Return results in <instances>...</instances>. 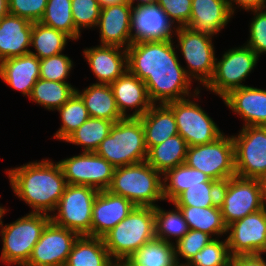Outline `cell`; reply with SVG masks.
<instances>
[{
  "mask_svg": "<svg viewBox=\"0 0 266 266\" xmlns=\"http://www.w3.org/2000/svg\"><path fill=\"white\" fill-rule=\"evenodd\" d=\"M174 39L133 42L127 48L128 70L144 81L153 104H167L198 92L182 66Z\"/></svg>",
  "mask_w": 266,
  "mask_h": 266,
  "instance_id": "1",
  "label": "cell"
},
{
  "mask_svg": "<svg viewBox=\"0 0 266 266\" xmlns=\"http://www.w3.org/2000/svg\"><path fill=\"white\" fill-rule=\"evenodd\" d=\"M13 194L31 208L29 213L51 215L67 185L58 162L51 159L25 163L5 170Z\"/></svg>",
  "mask_w": 266,
  "mask_h": 266,
  "instance_id": "2",
  "label": "cell"
},
{
  "mask_svg": "<svg viewBox=\"0 0 266 266\" xmlns=\"http://www.w3.org/2000/svg\"><path fill=\"white\" fill-rule=\"evenodd\" d=\"M155 238V207L135 206L129 215L102 239L114 262L128 260Z\"/></svg>",
  "mask_w": 266,
  "mask_h": 266,
  "instance_id": "3",
  "label": "cell"
},
{
  "mask_svg": "<svg viewBox=\"0 0 266 266\" xmlns=\"http://www.w3.org/2000/svg\"><path fill=\"white\" fill-rule=\"evenodd\" d=\"M107 190L125 197L135 206L156 207L158 201H165L162 174L146 161L115 168Z\"/></svg>",
  "mask_w": 266,
  "mask_h": 266,
  "instance_id": "4",
  "label": "cell"
},
{
  "mask_svg": "<svg viewBox=\"0 0 266 266\" xmlns=\"http://www.w3.org/2000/svg\"><path fill=\"white\" fill-rule=\"evenodd\" d=\"M5 210L0 222V237L2 243L0 262L7 266H25L30 259L33 248L39 241L41 233L50 221V215L43 213H28L10 224H3Z\"/></svg>",
  "mask_w": 266,
  "mask_h": 266,
  "instance_id": "5",
  "label": "cell"
},
{
  "mask_svg": "<svg viewBox=\"0 0 266 266\" xmlns=\"http://www.w3.org/2000/svg\"><path fill=\"white\" fill-rule=\"evenodd\" d=\"M147 152L141 120L132 117L115 122L95 151L115 168L146 161Z\"/></svg>",
  "mask_w": 266,
  "mask_h": 266,
  "instance_id": "6",
  "label": "cell"
},
{
  "mask_svg": "<svg viewBox=\"0 0 266 266\" xmlns=\"http://www.w3.org/2000/svg\"><path fill=\"white\" fill-rule=\"evenodd\" d=\"M174 36L177 37L176 49L182 54L186 63L184 70L193 83L199 82L198 89L201 90L209 83L214 72L216 61L214 36L197 32L187 26L177 27Z\"/></svg>",
  "mask_w": 266,
  "mask_h": 266,
  "instance_id": "7",
  "label": "cell"
},
{
  "mask_svg": "<svg viewBox=\"0 0 266 266\" xmlns=\"http://www.w3.org/2000/svg\"><path fill=\"white\" fill-rule=\"evenodd\" d=\"M200 93L201 90H198L188 98L166 104L173 111L178 134L184 138L188 147L212 143L224 134L212 117L198 104Z\"/></svg>",
  "mask_w": 266,
  "mask_h": 266,
  "instance_id": "8",
  "label": "cell"
},
{
  "mask_svg": "<svg viewBox=\"0 0 266 266\" xmlns=\"http://www.w3.org/2000/svg\"><path fill=\"white\" fill-rule=\"evenodd\" d=\"M258 61L259 56L245 44L226 50L221 58L216 57L213 76L204 89L222 99L230 91L246 86L243 82Z\"/></svg>",
  "mask_w": 266,
  "mask_h": 266,
  "instance_id": "9",
  "label": "cell"
},
{
  "mask_svg": "<svg viewBox=\"0 0 266 266\" xmlns=\"http://www.w3.org/2000/svg\"><path fill=\"white\" fill-rule=\"evenodd\" d=\"M219 205L227 226L258 212L264 208L262 181L239 176L229 178L221 184Z\"/></svg>",
  "mask_w": 266,
  "mask_h": 266,
  "instance_id": "10",
  "label": "cell"
},
{
  "mask_svg": "<svg viewBox=\"0 0 266 266\" xmlns=\"http://www.w3.org/2000/svg\"><path fill=\"white\" fill-rule=\"evenodd\" d=\"M98 192L91 186L67 184L50 220L79 236H91L92 210Z\"/></svg>",
  "mask_w": 266,
  "mask_h": 266,
  "instance_id": "11",
  "label": "cell"
},
{
  "mask_svg": "<svg viewBox=\"0 0 266 266\" xmlns=\"http://www.w3.org/2000/svg\"><path fill=\"white\" fill-rule=\"evenodd\" d=\"M185 163L221 184L236 176L232 136L224 133L212 143L188 147Z\"/></svg>",
  "mask_w": 266,
  "mask_h": 266,
  "instance_id": "12",
  "label": "cell"
},
{
  "mask_svg": "<svg viewBox=\"0 0 266 266\" xmlns=\"http://www.w3.org/2000/svg\"><path fill=\"white\" fill-rule=\"evenodd\" d=\"M234 142L236 176L260 179L266 176V126H246Z\"/></svg>",
  "mask_w": 266,
  "mask_h": 266,
  "instance_id": "13",
  "label": "cell"
},
{
  "mask_svg": "<svg viewBox=\"0 0 266 266\" xmlns=\"http://www.w3.org/2000/svg\"><path fill=\"white\" fill-rule=\"evenodd\" d=\"M58 163L67 184L91 186L99 191L110 187L115 170L112 164L95 152H81Z\"/></svg>",
  "mask_w": 266,
  "mask_h": 266,
  "instance_id": "14",
  "label": "cell"
},
{
  "mask_svg": "<svg viewBox=\"0 0 266 266\" xmlns=\"http://www.w3.org/2000/svg\"><path fill=\"white\" fill-rule=\"evenodd\" d=\"M78 236L50 220L25 266H64Z\"/></svg>",
  "mask_w": 266,
  "mask_h": 266,
  "instance_id": "15",
  "label": "cell"
},
{
  "mask_svg": "<svg viewBox=\"0 0 266 266\" xmlns=\"http://www.w3.org/2000/svg\"><path fill=\"white\" fill-rule=\"evenodd\" d=\"M226 236L231 256L262 254L266 246V209L228 225Z\"/></svg>",
  "mask_w": 266,
  "mask_h": 266,
  "instance_id": "16",
  "label": "cell"
},
{
  "mask_svg": "<svg viewBox=\"0 0 266 266\" xmlns=\"http://www.w3.org/2000/svg\"><path fill=\"white\" fill-rule=\"evenodd\" d=\"M177 27L158 4L132 6L133 42L173 39Z\"/></svg>",
  "mask_w": 266,
  "mask_h": 266,
  "instance_id": "17",
  "label": "cell"
},
{
  "mask_svg": "<svg viewBox=\"0 0 266 266\" xmlns=\"http://www.w3.org/2000/svg\"><path fill=\"white\" fill-rule=\"evenodd\" d=\"M132 5L121 3L101 8L96 26L99 32V45L118 46L127 49L131 37Z\"/></svg>",
  "mask_w": 266,
  "mask_h": 266,
  "instance_id": "18",
  "label": "cell"
},
{
  "mask_svg": "<svg viewBox=\"0 0 266 266\" xmlns=\"http://www.w3.org/2000/svg\"><path fill=\"white\" fill-rule=\"evenodd\" d=\"M83 57L96 78V84H111L128 69L127 49L96 45L83 50Z\"/></svg>",
  "mask_w": 266,
  "mask_h": 266,
  "instance_id": "19",
  "label": "cell"
},
{
  "mask_svg": "<svg viewBox=\"0 0 266 266\" xmlns=\"http://www.w3.org/2000/svg\"><path fill=\"white\" fill-rule=\"evenodd\" d=\"M134 207L125 197L100 190L93 204L91 236L102 238L126 218Z\"/></svg>",
  "mask_w": 266,
  "mask_h": 266,
  "instance_id": "20",
  "label": "cell"
},
{
  "mask_svg": "<svg viewBox=\"0 0 266 266\" xmlns=\"http://www.w3.org/2000/svg\"><path fill=\"white\" fill-rule=\"evenodd\" d=\"M110 86L117 108L123 117L138 118L143 116L153 105L144 81L140 80L128 69ZM129 110L132 112L130 113Z\"/></svg>",
  "mask_w": 266,
  "mask_h": 266,
  "instance_id": "21",
  "label": "cell"
},
{
  "mask_svg": "<svg viewBox=\"0 0 266 266\" xmlns=\"http://www.w3.org/2000/svg\"><path fill=\"white\" fill-rule=\"evenodd\" d=\"M222 101L241 117L243 127L266 126V89L246 85L230 91Z\"/></svg>",
  "mask_w": 266,
  "mask_h": 266,
  "instance_id": "22",
  "label": "cell"
},
{
  "mask_svg": "<svg viewBox=\"0 0 266 266\" xmlns=\"http://www.w3.org/2000/svg\"><path fill=\"white\" fill-rule=\"evenodd\" d=\"M233 16L228 0H192L191 16L186 26L217 37Z\"/></svg>",
  "mask_w": 266,
  "mask_h": 266,
  "instance_id": "23",
  "label": "cell"
},
{
  "mask_svg": "<svg viewBox=\"0 0 266 266\" xmlns=\"http://www.w3.org/2000/svg\"><path fill=\"white\" fill-rule=\"evenodd\" d=\"M0 78L29 98L34 84L40 78V59L31 53L5 59L0 62Z\"/></svg>",
  "mask_w": 266,
  "mask_h": 266,
  "instance_id": "24",
  "label": "cell"
},
{
  "mask_svg": "<svg viewBox=\"0 0 266 266\" xmlns=\"http://www.w3.org/2000/svg\"><path fill=\"white\" fill-rule=\"evenodd\" d=\"M33 23L8 14L0 19V62L28 54L31 50Z\"/></svg>",
  "mask_w": 266,
  "mask_h": 266,
  "instance_id": "25",
  "label": "cell"
},
{
  "mask_svg": "<svg viewBox=\"0 0 266 266\" xmlns=\"http://www.w3.org/2000/svg\"><path fill=\"white\" fill-rule=\"evenodd\" d=\"M138 118L144 128L148 150L178 134L173 111L166 104H153L143 116Z\"/></svg>",
  "mask_w": 266,
  "mask_h": 266,
  "instance_id": "26",
  "label": "cell"
},
{
  "mask_svg": "<svg viewBox=\"0 0 266 266\" xmlns=\"http://www.w3.org/2000/svg\"><path fill=\"white\" fill-rule=\"evenodd\" d=\"M76 93L83 100L89 117L117 122L124 117L120 114L112 88L109 84L91 83L82 91L76 88Z\"/></svg>",
  "mask_w": 266,
  "mask_h": 266,
  "instance_id": "27",
  "label": "cell"
},
{
  "mask_svg": "<svg viewBox=\"0 0 266 266\" xmlns=\"http://www.w3.org/2000/svg\"><path fill=\"white\" fill-rule=\"evenodd\" d=\"M103 239L78 236L64 266H114Z\"/></svg>",
  "mask_w": 266,
  "mask_h": 266,
  "instance_id": "28",
  "label": "cell"
},
{
  "mask_svg": "<svg viewBox=\"0 0 266 266\" xmlns=\"http://www.w3.org/2000/svg\"><path fill=\"white\" fill-rule=\"evenodd\" d=\"M187 148L184 138L177 134L151 147L146 162L163 175L167 170L185 163Z\"/></svg>",
  "mask_w": 266,
  "mask_h": 266,
  "instance_id": "29",
  "label": "cell"
},
{
  "mask_svg": "<svg viewBox=\"0 0 266 266\" xmlns=\"http://www.w3.org/2000/svg\"><path fill=\"white\" fill-rule=\"evenodd\" d=\"M177 207L185 218L189 229L206 232L213 238L226 236L227 225L224 223L219 204L208 208L194 206Z\"/></svg>",
  "mask_w": 266,
  "mask_h": 266,
  "instance_id": "30",
  "label": "cell"
},
{
  "mask_svg": "<svg viewBox=\"0 0 266 266\" xmlns=\"http://www.w3.org/2000/svg\"><path fill=\"white\" fill-rule=\"evenodd\" d=\"M163 197L165 202L172 203L190 186L202 185V182H218L203 172L189 167L186 163L167 170L162 175Z\"/></svg>",
  "mask_w": 266,
  "mask_h": 266,
  "instance_id": "31",
  "label": "cell"
},
{
  "mask_svg": "<svg viewBox=\"0 0 266 266\" xmlns=\"http://www.w3.org/2000/svg\"><path fill=\"white\" fill-rule=\"evenodd\" d=\"M75 92L76 87L69 81L56 82L39 78L28 99L48 111H57Z\"/></svg>",
  "mask_w": 266,
  "mask_h": 266,
  "instance_id": "32",
  "label": "cell"
},
{
  "mask_svg": "<svg viewBox=\"0 0 266 266\" xmlns=\"http://www.w3.org/2000/svg\"><path fill=\"white\" fill-rule=\"evenodd\" d=\"M72 39L65 33L54 28L34 22L31 33V48L29 53L37 56L40 60L63 53L66 45ZM35 51V52H34Z\"/></svg>",
  "mask_w": 266,
  "mask_h": 266,
  "instance_id": "33",
  "label": "cell"
},
{
  "mask_svg": "<svg viewBox=\"0 0 266 266\" xmlns=\"http://www.w3.org/2000/svg\"><path fill=\"white\" fill-rule=\"evenodd\" d=\"M115 122L89 117L78 129L63 142L80 146L82 152H95L99 144L110 134Z\"/></svg>",
  "mask_w": 266,
  "mask_h": 266,
  "instance_id": "34",
  "label": "cell"
},
{
  "mask_svg": "<svg viewBox=\"0 0 266 266\" xmlns=\"http://www.w3.org/2000/svg\"><path fill=\"white\" fill-rule=\"evenodd\" d=\"M128 261L133 266H179L174 244L158 238L144 244Z\"/></svg>",
  "mask_w": 266,
  "mask_h": 266,
  "instance_id": "35",
  "label": "cell"
},
{
  "mask_svg": "<svg viewBox=\"0 0 266 266\" xmlns=\"http://www.w3.org/2000/svg\"><path fill=\"white\" fill-rule=\"evenodd\" d=\"M174 208L168 211L160 205L155 207V238L171 244L176 243L189 231L180 209L176 205Z\"/></svg>",
  "mask_w": 266,
  "mask_h": 266,
  "instance_id": "36",
  "label": "cell"
},
{
  "mask_svg": "<svg viewBox=\"0 0 266 266\" xmlns=\"http://www.w3.org/2000/svg\"><path fill=\"white\" fill-rule=\"evenodd\" d=\"M40 22L65 33L72 41L80 40L81 33L75 28L72 17L71 0H48Z\"/></svg>",
  "mask_w": 266,
  "mask_h": 266,
  "instance_id": "37",
  "label": "cell"
},
{
  "mask_svg": "<svg viewBox=\"0 0 266 266\" xmlns=\"http://www.w3.org/2000/svg\"><path fill=\"white\" fill-rule=\"evenodd\" d=\"M57 111L62 123L60 128L54 133L53 138L58 139L60 142L64 141L89 118L87 108L76 92Z\"/></svg>",
  "mask_w": 266,
  "mask_h": 266,
  "instance_id": "38",
  "label": "cell"
},
{
  "mask_svg": "<svg viewBox=\"0 0 266 266\" xmlns=\"http://www.w3.org/2000/svg\"><path fill=\"white\" fill-rule=\"evenodd\" d=\"M220 182H202L183 191L173 202L176 206L208 208L219 204Z\"/></svg>",
  "mask_w": 266,
  "mask_h": 266,
  "instance_id": "39",
  "label": "cell"
},
{
  "mask_svg": "<svg viewBox=\"0 0 266 266\" xmlns=\"http://www.w3.org/2000/svg\"><path fill=\"white\" fill-rule=\"evenodd\" d=\"M231 257L226 238H214L185 266H230Z\"/></svg>",
  "mask_w": 266,
  "mask_h": 266,
  "instance_id": "40",
  "label": "cell"
},
{
  "mask_svg": "<svg viewBox=\"0 0 266 266\" xmlns=\"http://www.w3.org/2000/svg\"><path fill=\"white\" fill-rule=\"evenodd\" d=\"M214 238L199 230L189 231L174 243L175 257L179 266H185L203 247ZM180 258H183L181 261Z\"/></svg>",
  "mask_w": 266,
  "mask_h": 266,
  "instance_id": "41",
  "label": "cell"
},
{
  "mask_svg": "<svg viewBox=\"0 0 266 266\" xmlns=\"http://www.w3.org/2000/svg\"><path fill=\"white\" fill-rule=\"evenodd\" d=\"M74 61L66 54L50 56L40 60V78L48 81L67 82L74 68Z\"/></svg>",
  "mask_w": 266,
  "mask_h": 266,
  "instance_id": "42",
  "label": "cell"
},
{
  "mask_svg": "<svg viewBox=\"0 0 266 266\" xmlns=\"http://www.w3.org/2000/svg\"><path fill=\"white\" fill-rule=\"evenodd\" d=\"M71 11L75 28L81 33L96 28L101 7L98 0H71Z\"/></svg>",
  "mask_w": 266,
  "mask_h": 266,
  "instance_id": "43",
  "label": "cell"
},
{
  "mask_svg": "<svg viewBox=\"0 0 266 266\" xmlns=\"http://www.w3.org/2000/svg\"><path fill=\"white\" fill-rule=\"evenodd\" d=\"M253 15L249 22V37L244 43L259 57L266 54V8L249 10Z\"/></svg>",
  "mask_w": 266,
  "mask_h": 266,
  "instance_id": "44",
  "label": "cell"
},
{
  "mask_svg": "<svg viewBox=\"0 0 266 266\" xmlns=\"http://www.w3.org/2000/svg\"><path fill=\"white\" fill-rule=\"evenodd\" d=\"M48 0H8L9 14L27 19L30 22H40Z\"/></svg>",
  "mask_w": 266,
  "mask_h": 266,
  "instance_id": "45",
  "label": "cell"
},
{
  "mask_svg": "<svg viewBox=\"0 0 266 266\" xmlns=\"http://www.w3.org/2000/svg\"><path fill=\"white\" fill-rule=\"evenodd\" d=\"M157 4L176 27L186 26L189 23L192 0H158Z\"/></svg>",
  "mask_w": 266,
  "mask_h": 266,
  "instance_id": "46",
  "label": "cell"
},
{
  "mask_svg": "<svg viewBox=\"0 0 266 266\" xmlns=\"http://www.w3.org/2000/svg\"><path fill=\"white\" fill-rule=\"evenodd\" d=\"M230 266H266L263 254L235 255L231 257Z\"/></svg>",
  "mask_w": 266,
  "mask_h": 266,
  "instance_id": "47",
  "label": "cell"
},
{
  "mask_svg": "<svg viewBox=\"0 0 266 266\" xmlns=\"http://www.w3.org/2000/svg\"><path fill=\"white\" fill-rule=\"evenodd\" d=\"M230 11L235 15L236 9L245 11L266 8V0H228Z\"/></svg>",
  "mask_w": 266,
  "mask_h": 266,
  "instance_id": "48",
  "label": "cell"
},
{
  "mask_svg": "<svg viewBox=\"0 0 266 266\" xmlns=\"http://www.w3.org/2000/svg\"><path fill=\"white\" fill-rule=\"evenodd\" d=\"M128 2H129L128 0H98V3L101 8L121 3H128Z\"/></svg>",
  "mask_w": 266,
  "mask_h": 266,
  "instance_id": "49",
  "label": "cell"
},
{
  "mask_svg": "<svg viewBox=\"0 0 266 266\" xmlns=\"http://www.w3.org/2000/svg\"><path fill=\"white\" fill-rule=\"evenodd\" d=\"M8 14V0H0V19Z\"/></svg>",
  "mask_w": 266,
  "mask_h": 266,
  "instance_id": "50",
  "label": "cell"
},
{
  "mask_svg": "<svg viewBox=\"0 0 266 266\" xmlns=\"http://www.w3.org/2000/svg\"><path fill=\"white\" fill-rule=\"evenodd\" d=\"M132 6L157 4L158 0H128Z\"/></svg>",
  "mask_w": 266,
  "mask_h": 266,
  "instance_id": "51",
  "label": "cell"
},
{
  "mask_svg": "<svg viewBox=\"0 0 266 266\" xmlns=\"http://www.w3.org/2000/svg\"><path fill=\"white\" fill-rule=\"evenodd\" d=\"M261 181L263 185V203L264 208L266 209V176Z\"/></svg>",
  "mask_w": 266,
  "mask_h": 266,
  "instance_id": "52",
  "label": "cell"
},
{
  "mask_svg": "<svg viewBox=\"0 0 266 266\" xmlns=\"http://www.w3.org/2000/svg\"><path fill=\"white\" fill-rule=\"evenodd\" d=\"M114 266H133L128 260L115 262Z\"/></svg>",
  "mask_w": 266,
  "mask_h": 266,
  "instance_id": "53",
  "label": "cell"
},
{
  "mask_svg": "<svg viewBox=\"0 0 266 266\" xmlns=\"http://www.w3.org/2000/svg\"><path fill=\"white\" fill-rule=\"evenodd\" d=\"M5 210H6V208H5V207H3V205H2V204H0V222H1V218H2V216H3V213L5 212Z\"/></svg>",
  "mask_w": 266,
  "mask_h": 266,
  "instance_id": "54",
  "label": "cell"
},
{
  "mask_svg": "<svg viewBox=\"0 0 266 266\" xmlns=\"http://www.w3.org/2000/svg\"><path fill=\"white\" fill-rule=\"evenodd\" d=\"M262 254H263L264 257H265V254H266V246H265V250L262 252Z\"/></svg>",
  "mask_w": 266,
  "mask_h": 266,
  "instance_id": "55",
  "label": "cell"
}]
</instances>
